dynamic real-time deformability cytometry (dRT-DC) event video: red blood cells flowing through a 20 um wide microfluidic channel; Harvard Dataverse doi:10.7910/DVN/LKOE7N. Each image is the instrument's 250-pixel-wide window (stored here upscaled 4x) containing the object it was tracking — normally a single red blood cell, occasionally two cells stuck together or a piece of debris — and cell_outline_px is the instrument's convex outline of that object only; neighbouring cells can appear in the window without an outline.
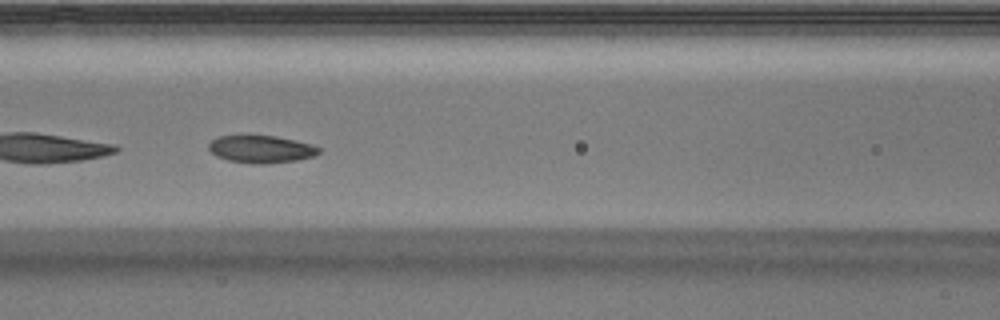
{"species": "Egyptian fruit bat (a non-hibernating species)", "species_latin": "Rousettus aegyptiacus", "temperature_condition": "warm", "stored_images_in_passage": 47, "segment_of_instrument_passage": [2, 2], "camera_frame_rate_fps": 3000, "um_per_image_px": 0.085, "animal": {"sex": "male"}, "frame": {"image": 1, "passage_image": 20, "time_ms": 6.333, "image_size_px": [1000, 320], "cell_outline_px": [[320, 152], [312, 156], [296, 160], [264, 164], [252, 164], [228, 160], [216, 156], [208, 148], [208, 144], [212, 140], [220, 136], [276, 136], [296, 140], [312, 144], [320, 148]], "centroid_in_image_um": [22.19, 12.68], "position_along_channel_um": 144.4, "area_um2": 17.51}}
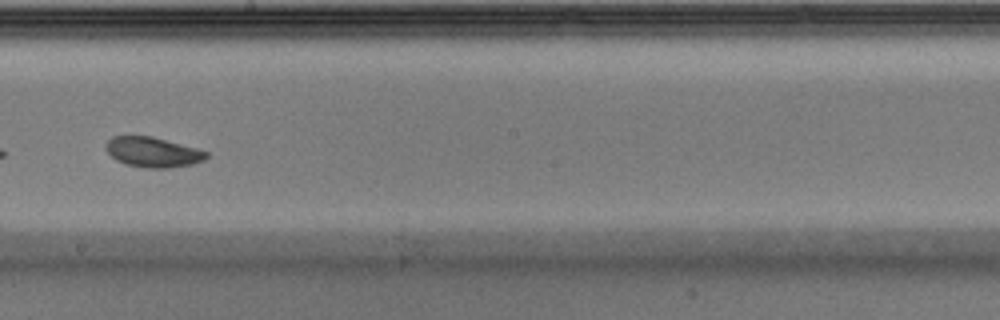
{"frame": {"image": 2, "passage_image": 27, "time_ms": 8.667, "image_size_px": [1000, 320], "cell_outline_px": [[208, 156], [204, 160], [192, 164], [168, 168], [144, 168], [124, 164], [116, 160], [108, 152], [108, 140], [112, 136], [152, 136], [196, 148], [208, 152]], "centroid_in_image_um": [13.01, 12.94], "position_along_channel_um": 235.2, "area_um2": 17.46}}
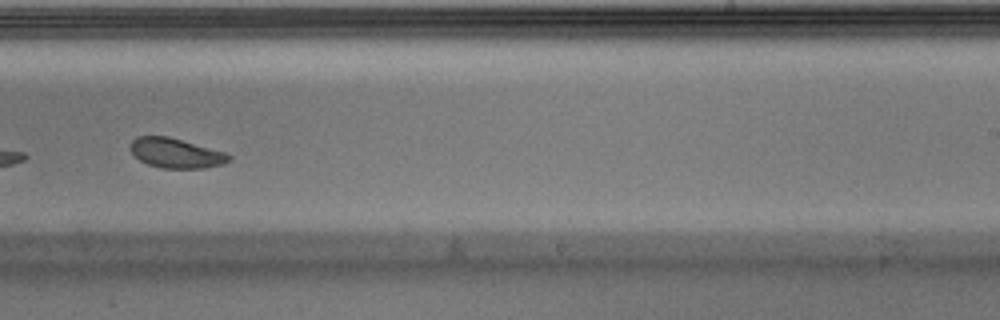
{"frame": {"image": 3, "passage_image": 30, "time_ms": 9.667, "image_size_px": [1000, 320], "cell_outline_px": [[232, 156], [224, 164], [204, 168], [160, 168], [148, 164], [140, 160], [128, 148], [128, 144], [136, 136], [168, 136], [228, 152]], "centroid_in_image_um": [14.95, 13.0], "position_along_channel_um": 274.0, "area_um2": 17.34}}